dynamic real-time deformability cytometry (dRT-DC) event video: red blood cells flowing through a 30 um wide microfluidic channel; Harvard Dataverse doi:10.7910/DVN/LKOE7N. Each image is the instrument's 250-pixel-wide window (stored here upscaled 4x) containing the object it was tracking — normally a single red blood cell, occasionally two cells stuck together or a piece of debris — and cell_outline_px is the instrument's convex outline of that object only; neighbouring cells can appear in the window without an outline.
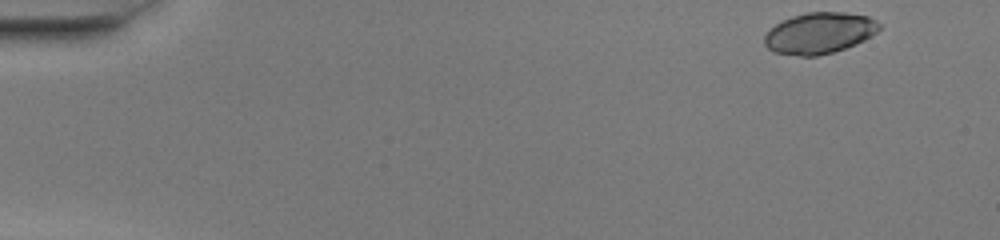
{"species": "common noctule bat (a hibernating species)", "species_latin": "Nyctalus noctula", "temperature_condition": "warm", "stored_images_in_passage": 48, "camera_frame_rate_fps": 3000, "um_per_image_px": 0.085, "animal": {"sex": "female", "body_mass_g": 20.0, "forearm_length_mm": 54.0}, "frame": {"image": 1, "passage_image": 1, "time_ms": 0.0, "image_size_px": [1000, 240], "cell_outline_px": [[880, 28], [876, 32], [864, 40], [856, 44], [832, 52], [816, 56], [800, 56], [772, 52], [764, 44], [764, 36], [776, 24], [792, 16], [808, 12], [844, 12], [868, 16], [876, 20], [880, 24]], "centroid_in_image_um": [69.65, 2.81], "position_along_channel_um": 15.4, "area_um2": 27.4}}
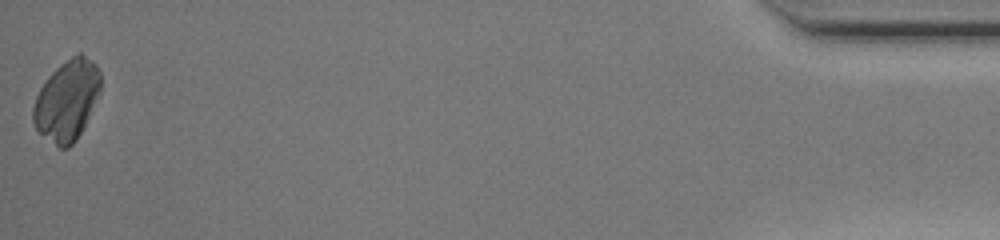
{"frame": {"image": 2, "passage_image": 48, "time_ms": 15.667, "image_size_px": [1000, 240], "cell_outline_px": [[100, 92], [76, 140], [68, 148], [60, 148], [40, 132], [36, 128], [32, 120], [32, 108], [36, 96], [40, 88], [48, 76], [60, 64], [76, 52], [80, 52], [92, 60], [96, 64], [100, 72]], "centroid_in_image_um": [5.68, 8.48], "position_along_channel_um": 429.5, "area_um2": 31.33}}